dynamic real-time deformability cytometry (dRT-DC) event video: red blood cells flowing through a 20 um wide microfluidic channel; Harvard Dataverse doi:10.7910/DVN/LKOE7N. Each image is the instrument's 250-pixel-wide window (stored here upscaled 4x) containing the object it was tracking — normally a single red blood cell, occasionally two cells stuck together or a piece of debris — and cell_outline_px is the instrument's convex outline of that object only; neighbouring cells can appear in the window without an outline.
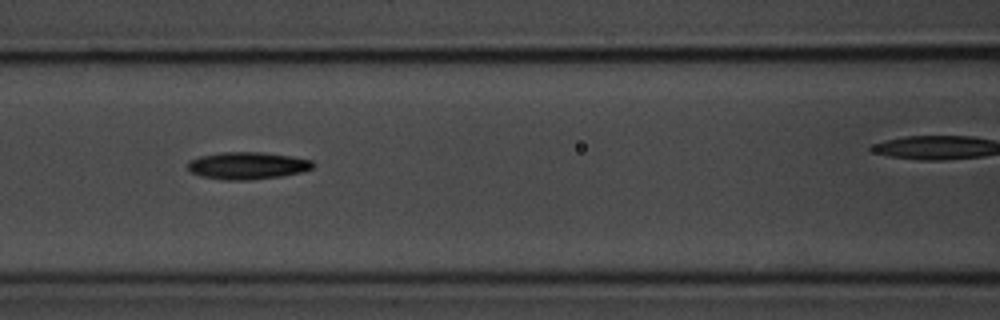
{"species": "common noctule bat (a hibernating species)", "species_latin": "Nyctalus noctula", "temperature_condition": "room temperature", "stored_images_in_passage": 12, "camera_frame_rate_fps": 3000, "um_per_image_px": 0.085, "animal": {"sex": "male", "body_mass_g": 20.1, "forearm_length_mm": 53.5}, "frame": {"image": 1, "passage_image": 6, "time_ms": 6.333, "image_size_px": [1000, 320], "cell_outline_px": [[316, 164], [312, 168], [300, 172], [280, 176], [248, 180], [224, 180], [200, 176], [188, 172], [188, 160], [200, 156], [220, 152], [260, 152], [292, 156], [312, 160]], "centroid_in_image_um": [20.99, 14.07], "position_along_channel_um": 145.6, "area_um2": 20.0}}